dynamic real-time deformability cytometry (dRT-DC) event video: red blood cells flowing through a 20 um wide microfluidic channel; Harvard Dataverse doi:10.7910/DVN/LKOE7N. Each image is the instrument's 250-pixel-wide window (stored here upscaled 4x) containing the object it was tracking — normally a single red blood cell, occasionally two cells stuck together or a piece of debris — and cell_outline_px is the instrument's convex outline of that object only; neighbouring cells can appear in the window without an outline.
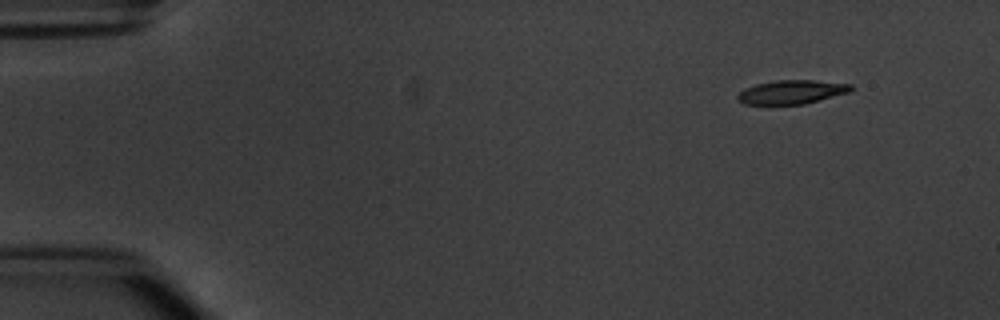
{"species": "common noctule bat (a hibernating species)", "species_latin": "Nyctalus noctula", "temperature_condition": "warm", "stored_images_in_passage": 4, "camera_frame_rate_fps": 3000, "um_per_image_px": 0.085, "animal": {"sex": "male", "body_mass_g": 20.1, "forearm_length_mm": 53.5}, "frame": {"image": 1, "passage_image": 4, "time_ms": 4.333, "image_size_px": [1000, 320], "cell_outline_px": [[856, 88], [848, 92], [804, 104], [744, 104], [736, 96], [744, 88], [756, 84], [776, 80], [812, 80], [852, 84]], "centroid_in_image_um": [67.31, 7.81], "position_along_channel_um": 17.7, "area_um2": 15.61}}